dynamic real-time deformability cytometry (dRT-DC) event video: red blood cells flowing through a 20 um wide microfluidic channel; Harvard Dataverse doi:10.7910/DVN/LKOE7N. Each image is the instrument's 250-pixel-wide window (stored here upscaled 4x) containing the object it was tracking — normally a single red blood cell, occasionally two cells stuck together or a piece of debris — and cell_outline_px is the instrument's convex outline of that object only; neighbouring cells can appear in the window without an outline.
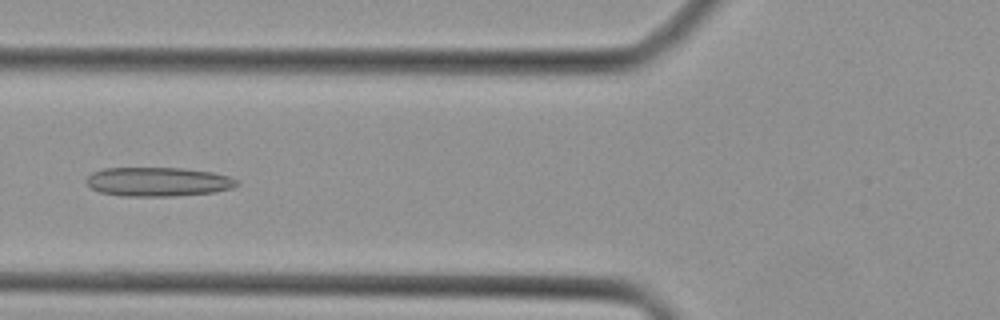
{"species": "Egyptian fruit bat (a non-hibernating species)", "species_latin": "Rousettus aegyptiacus", "temperature_condition": "cold", "stored_images_in_passage": 44, "camera_frame_rate_fps": 3000, "um_per_image_px": 0.085, "animal": {"sex": "female"}, "frame": {"image": 1, "passage_image": 17, "time_ms": 5.333, "image_size_px": [1000, 320], "cell_outline_px": [[240, 184], [232, 188], [216, 192], [176, 196], [124, 196], [100, 192], [92, 188], [84, 180], [92, 172], [104, 168], [180, 168], [212, 172], [228, 176], [236, 180]], "centroid_in_image_um": [13.43, 15.45], "position_along_channel_um": 112.4, "area_um2": 25.55}}
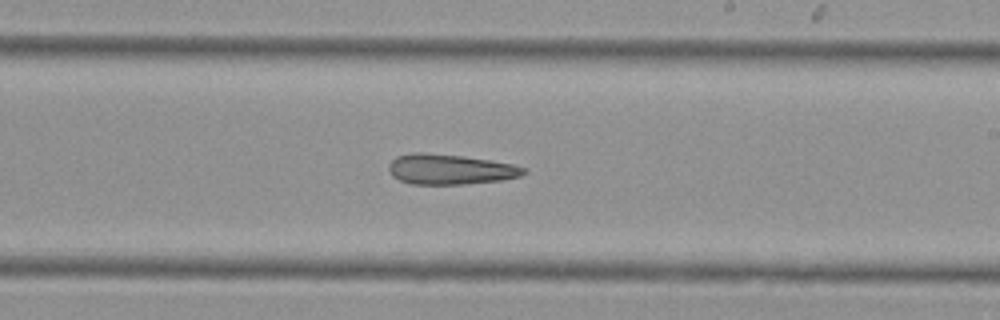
{"frame": {"image": 2, "passage_image": 26, "time_ms": 8.333, "image_size_px": [1000, 320], "cell_outline_px": [[528, 172], [520, 176], [504, 180], [464, 184], [412, 184], [400, 180], [392, 176], [388, 172], [388, 164], [396, 156], [412, 152], [424, 152], [464, 156], [492, 160], [512, 164], [528, 168]], "centroid_in_image_um": [38.27, 14.38], "position_along_channel_um": 250.7, "area_um2": 24.16}}
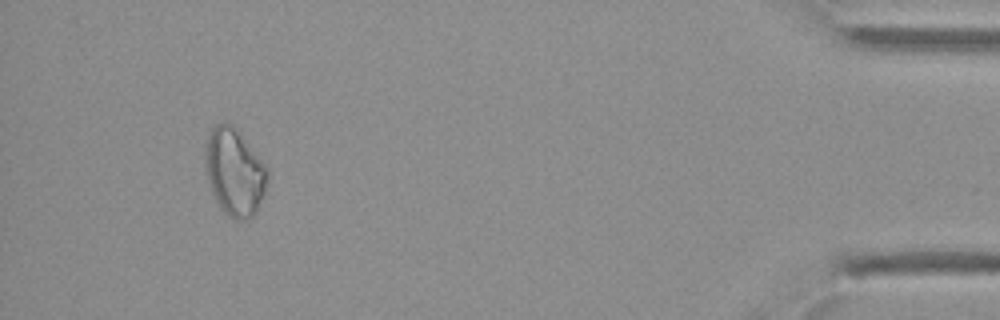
{"frame": {"image": 3, "passage_image": 41, "time_ms": 13.333, "image_size_px": [1000, 320], "cell_outline_px": [[268, 176], [264, 196], [256, 212], [248, 220], [236, 220], [228, 216], [216, 204], [208, 180], [204, 156], [204, 152], [208, 136], [212, 128], [216, 124], [224, 120], [232, 124], [236, 128], [268, 168]], "centroid_in_image_um": [19.93, 14.63], "position_along_channel_um": 415.3, "area_um2": 31.91}}